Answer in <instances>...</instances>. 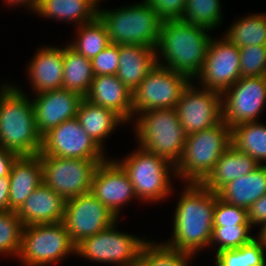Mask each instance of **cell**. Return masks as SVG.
Segmentation results:
<instances>
[{"mask_svg": "<svg viewBox=\"0 0 266 266\" xmlns=\"http://www.w3.org/2000/svg\"><path fill=\"white\" fill-rule=\"evenodd\" d=\"M119 44H109L98 55L91 59L95 76L116 75L119 66Z\"/></svg>", "mask_w": 266, "mask_h": 266, "instance_id": "38", "label": "cell"}, {"mask_svg": "<svg viewBox=\"0 0 266 266\" xmlns=\"http://www.w3.org/2000/svg\"><path fill=\"white\" fill-rule=\"evenodd\" d=\"M258 236L256 237L266 248V222L260 227Z\"/></svg>", "mask_w": 266, "mask_h": 266, "instance_id": "46", "label": "cell"}, {"mask_svg": "<svg viewBox=\"0 0 266 266\" xmlns=\"http://www.w3.org/2000/svg\"><path fill=\"white\" fill-rule=\"evenodd\" d=\"M118 220L109 228L76 245L77 255L89 261L117 266H135L143 246L149 241L116 230Z\"/></svg>", "mask_w": 266, "mask_h": 266, "instance_id": "10", "label": "cell"}, {"mask_svg": "<svg viewBox=\"0 0 266 266\" xmlns=\"http://www.w3.org/2000/svg\"><path fill=\"white\" fill-rule=\"evenodd\" d=\"M63 68V89L85 97L95 77L91 60L67 45L63 48Z\"/></svg>", "mask_w": 266, "mask_h": 266, "instance_id": "28", "label": "cell"}, {"mask_svg": "<svg viewBox=\"0 0 266 266\" xmlns=\"http://www.w3.org/2000/svg\"><path fill=\"white\" fill-rule=\"evenodd\" d=\"M41 152L61 158L107 159L77 118L62 122L42 136Z\"/></svg>", "mask_w": 266, "mask_h": 266, "instance_id": "16", "label": "cell"}, {"mask_svg": "<svg viewBox=\"0 0 266 266\" xmlns=\"http://www.w3.org/2000/svg\"><path fill=\"white\" fill-rule=\"evenodd\" d=\"M191 258L193 255L149 240L141 249L135 266H188V260H192Z\"/></svg>", "mask_w": 266, "mask_h": 266, "instance_id": "33", "label": "cell"}, {"mask_svg": "<svg viewBox=\"0 0 266 266\" xmlns=\"http://www.w3.org/2000/svg\"><path fill=\"white\" fill-rule=\"evenodd\" d=\"M208 31L183 20L162 21L156 48L157 65L195 80L203 68L211 41Z\"/></svg>", "mask_w": 266, "mask_h": 266, "instance_id": "2", "label": "cell"}, {"mask_svg": "<svg viewBox=\"0 0 266 266\" xmlns=\"http://www.w3.org/2000/svg\"><path fill=\"white\" fill-rule=\"evenodd\" d=\"M231 144L249 154L260 165L266 161V125L259 121L245 122L231 128Z\"/></svg>", "mask_w": 266, "mask_h": 266, "instance_id": "29", "label": "cell"}, {"mask_svg": "<svg viewBox=\"0 0 266 266\" xmlns=\"http://www.w3.org/2000/svg\"><path fill=\"white\" fill-rule=\"evenodd\" d=\"M230 145L231 129L223 121L187 135L182 155L174 166L175 177L185 183L201 184Z\"/></svg>", "mask_w": 266, "mask_h": 266, "instance_id": "4", "label": "cell"}, {"mask_svg": "<svg viewBox=\"0 0 266 266\" xmlns=\"http://www.w3.org/2000/svg\"><path fill=\"white\" fill-rule=\"evenodd\" d=\"M23 228L22 221L16 211L0 212V254L18 256Z\"/></svg>", "mask_w": 266, "mask_h": 266, "instance_id": "34", "label": "cell"}, {"mask_svg": "<svg viewBox=\"0 0 266 266\" xmlns=\"http://www.w3.org/2000/svg\"><path fill=\"white\" fill-rule=\"evenodd\" d=\"M84 131L102 148L104 139L125 122L112 110L89 102L85 98L79 104L76 117Z\"/></svg>", "mask_w": 266, "mask_h": 266, "instance_id": "27", "label": "cell"}, {"mask_svg": "<svg viewBox=\"0 0 266 266\" xmlns=\"http://www.w3.org/2000/svg\"><path fill=\"white\" fill-rule=\"evenodd\" d=\"M230 225H251L248 210L225 202L216 193L213 227Z\"/></svg>", "mask_w": 266, "mask_h": 266, "instance_id": "37", "label": "cell"}, {"mask_svg": "<svg viewBox=\"0 0 266 266\" xmlns=\"http://www.w3.org/2000/svg\"><path fill=\"white\" fill-rule=\"evenodd\" d=\"M222 121L234 126L258 121L266 103V76L241 77L222 94Z\"/></svg>", "mask_w": 266, "mask_h": 266, "instance_id": "12", "label": "cell"}, {"mask_svg": "<svg viewBox=\"0 0 266 266\" xmlns=\"http://www.w3.org/2000/svg\"><path fill=\"white\" fill-rule=\"evenodd\" d=\"M83 98L79 93L63 88L36 94L32 102L38 132L43 136L62 122L76 118Z\"/></svg>", "mask_w": 266, "mask_h": 266, "instance_id": "18", "label": "cell"}, {"mask_svg": "<svg viewBox=\"0 0 266 266\" xmlns=\"http://www.w3.org/2000/svg\"><path fill=\"white\" fill-rule=\"evenodd\" d=\"M266 248L255 237L248 244L240 247V257L242 266H266Z\"/></svg>", "mask_w": 266, "mask_h": 266, "instance_id": "40", "label": "cell"}, {"mask_svg": "<svg viewBox=\"0 0 266 266\" xmlns=\"http://www.w3.org/2000/svg\"><path fill=\"white\" fill-rule=\"evenodd\" d=\"M84 98L112 110L125 123L133 118V93L116 75L95 76Z\"/></svg>", "mask_w": 266, "mask_h": 266, "instance_id": "19", "label": "cell"}, {"mask_svg": "<svg viewBox=\"0 0 266 266\" xmlns=\"http://www.w3.org/2000/svg\"><path fill=\"white\" fill-rule=\"evenodd\" d=\"M9 175L0 177V212L9 210Z\"/></svg>", "mask_w": 266, "mask_h": 266, "instance_id": "44", "label": "cell"}, {"mask_svg": "<svg viewBox=\"0 0 266 266\" xmlns=\"http://www.w3.org/2000/svg\"><path fill=\"white\" fill-rule=\"evenodd\" d=\"M197 78L200 88L222 94L241 78L240 48L225 36L220 40L211 38L203 68Z\"/></svg>", "mask_w": 266, "mask_h": 266, "instance_id": "14", "label": "cell"}, {"mask_svg": "<svg viewBox=\"0 0 266 266\" xmlns=\"http://www.w3.org/2000/svg\"><path fill=\"white\" fill-rule=\"evenodd\" d=\"M252 225H230L222 227H213L212 238L210 246L214 245L218 248L216 253L222 250L236 249L242 245L248 244L254 239V236L250 235V228Z\"/></svg>", "mask_w": 266, "mask_h": 266, "instance_id": "35", "label": "cell"}, {"mask_svg": "<svg viewBox=\"0 0 266 266\" xmlns=\"http://www.w3.org/2000/svg\"><path fill=\"white\" fill-rule=\"evenodd\" d=\"M117 220L91 192L65 201L62 222L75 245L109 228Z\"/></svg>", "mask_w": 266, "mask_h": 266, "instance_id": "13", "label": "cell"}, {"mask_svg": "<svg viewBox=\"0 0 266 266\" xmlns=\"http://www.w3.org/2000/svg\"><path fill=\"white\" fill-rule=\"evenodd\" d=\"M240 75L266 76V45L240 47Z\"/></svg>", "mask_w": 266, "mask_h": 266, "instance_id": "36", "label": "cell"}, {"mask_svg": "<svg viewBox=\"0 0 266 266\" xmlns=\"http://www.w3.org/2000/svg\"><path fill=\"white\" fill-rule=\"evenodd\" d=\"M76 253L63 222L24 226L18 258L23 266H46Z\"/></svg>", "mask_w": 266, "mask_h": 266, "instance_id": "8", "label": "cell"}, {"mask_svg": "<svg viewBox=\"0 0 266 266\" xmlns=\"http://www.w3.org/2000/svg\"><path fill=\"white\" fill-rule=\"evenodd\" d=\"M97 3H101V1H103V0H95Z\"/></svg>", "mask_w": 266, "mask_h": 266, "instance_id": "47", "label": "cell"}, {"mask_svg": "<svg viewBox=\"0 0 266 266\" xmlns=\"http://www.w3.org/2000/svg\"><path fill=\"white\" fill-rule=\"evenodd\" d=\"M98 17L107 28L111 44L157 48L162 20L144 0L118 9L98 8Z\"/></svg>", "mask_w": 266, "mask_h": 266, "instance_id": "5", "label": "cell"}, {"mask_svg": "<svg viewBox=\"0 0 266 266\" xmlns=\"http://www.w3.org/2000/svg\"><path fill=\"white\" fill-rule=\"evenodd\" d=\"M91 193L116 218L123 205L137 198L126 172L114 159L110 161L109 158L97 165L92 177Z\"/></svg>", "mask_w": 266, "mask_h": 266, "instance_id": "17", "label": "cell"}, {"mask_svg": "<svg viewBox=\"0 0 266 266\" xmlns=\"http://www.w3.org/2000/svg\"><path fill=\"white\" fill-rule=\"evenodd\" d=\"M259 166L260 164L249 154L242 153L231 144L201 184L218 193L227 183L253 172Z\"/></svg>", "mask_w": 266, "mask_h": 266, "instance_id": "24", "label": "cell"}, {"mask_svg": "<svg viewBox=\"0 0 266 266\" xmlns=\"http://www.w3.org/2000/svg\"><path fill=\"white\" fill-rule=\"evenodd\" d=\"M217 194L225 202L248 210L266 194V164L227 183Z\"/></svg>", "mask_w": 266, "mask_h": 266, "instance_id": "25", "label": "cell"}, {"mask_svg": "<svg viewBox=\"0 0 266 266\" xmlns=\"http://www.w3.org/2000/svg\"><path fill=\"white\" fill-rule=\"evenodd\" d=\"M98 8L95 0H39L34 12L44 18L75 21L74 24L80 26L94 21L98 17Z\"/></svg>", "mask_w": 266, "mask_h": 266, "instance_id": "26", "label": "cell"}, {"mask_svg": "<svg viewBox=\"0 0 266 266\" xmlns=\"http://www.w3.org/2000/svg\"><path fill=\"white\" fill-rule=\"evenodd\" d=\"M28 65V80L35 94L63 88V47L41 48Z\"/></svg>", "mask_w": 266, "mask_h": 266, "instance_id": "21", "label": "cell"}, {"mask_svg": "<svg viewBox=\"0 0 266 266\" xmlns=\"http://www.w3.org/2000/svg\"><path fill=\"white\" fill-rule=\"evenodd\" d=\"M65 200L42 183L24 201L16 214L23 226L63 221Z\"/></svg>", "mask_w": 266, "mask_h": 266, "instance_id": "20", "label": "cell"}, {"mask_svg": "<svg viewBox=\"0 0 266 266\" xmlns=\"http://www.w3.org/2000/svg\"><path fill=\"white\" fill-rule=\"evenodd\" d=\"M9 181V210L17 211L29 195L43 183L39 155L18 156L11 167Z\"/></svg>", "mask_w": 266, "mask_h": 266, "instance_id": "22", "label": "cell"}, {"mask_svg": "<svg viewBox=\"0 0 266 266\" xmlns=\"http://www.w3.org/2000/svg\"><path fill=\"white\" fill-rule=\"evenodd\" d=\"M19 155L0 147V177L10 175L11 167Z\"/></svg>", "mask_w": 266, "mask_h": 266, "instance_id": "43", "label": "cell"}, {"mask_svg": "<svg viewBox=\"0 0 266 266\" xmlns=\"http://www.w3.org/2000/svg\"><path fill=\"white\" fill-rule=\"evenodd\" d=\"M115 161L128 175L137 200L156 203L168 198L173 189L171 175L176 173L174 165L165 158L139 147L125 159Z\"/></svg>", "mask_w": 266, "mask_h": 266, "instance_id": "7", "label": "cell"}, {"mask_svg": "<svg viewBox=\"0 0 266 266\" xmlns=\"http://www.w3.org/2000/svg\"><path fill=\"white\" fill-rule=\"evenodd\" d=\"M221 0H186L182 19L184 22L208 30L216 28L222 22Z\"/></svg>", "mask_w": 266, "mask_h": 266, "instance_id": "32", "label": "cell"}, {"mask_svg": "<svg viewBox=\"0 0 266 266\" xmlns=\"http://www.w3.org/2000/svg\"><path fill=\"white\" fill-rule=\"evenodd\" d=\"M215 204V192L202 184L187 183L174 211L173 235L163 244L193 256L202 248L209 247Z\"/></svg>", "mask_w": 266, "mask_h": 266, "instance_id": "1", "label": "cell"}, {"mask_svg": "<svg viewBox=\"0 0 266 266\" xmlns=\"http://www.w3.org/2000/svg\"><path fill=\"white\" fill-rule=\"evenodd\" d=\"M156 65V49L143 45H120L116 76L133 93Z\"/></svg>", "mask_w": 266, "mask_h": 266, "instance_id": "23", "label": "cell"}, {"mask_svg": "<svg viewBox=\"0 0 266 266\" xmlns=\"http://www.w3.org/2000/svg\"><path fill=\"white\" fill-rule=\"evenodd\" d=\"M175 109L181 126L189 135L211 128L222 121V95L214 90L195 88L190 82Z\"/></svg>", "mask_w": 266, "mask_h": 266, "instance_id": "15", "label": "cell"}, {"mask_svg": "<svg viewBox=\"0 0 266 266\" xmlns=\"http://www.w3.org/2000/svg\"><path fill=\"white\" fill-rule=\"evenodd\" d=\"M18 86L0 89V147L21 155H37L42 135L36 126L33 102Z\"/></svg>", "mask_w": 266, "mask_h": 266, "instance_id": "3", "label": "cell"}, {"mask_svg": "<svg viewBox=\"0 0 266 266\" xmlns=\"http://www.w3.org/2000/svg\"><path fill=\"white\" fill-rule=\"evenodd\" d=\"M134 131L138 147L156 154L174 166L179 161L187 134L175 108L154 109L138 113Z\"/></svg>", "mask_w": 266, "mask_h": 266, "instance_id": "6", "label": "cell"}, {"mask_svg": "<svg viewBox=\"0 0 266 266\" xmlns=\"http://www.w3.org/2000/svg\"><path fill=\"white\" fill-rule=\"evenodd\" d=\"M237 22V23H236ZM225 37L236 46L266 45V14H249L225 31Z\"/></svg>", "mask_w": 266, "mask_h": 266, "instance_id": "30", "label": "cell"}, {"mask_svg": "<svg viewBox=\"0 0 266 266\" xmlns=\"http://www.w3.org/2000/svg\"><path fill=\"white\" fill-rule=\"evenodd\" d=\"M215 255V266H242L240 247L236 249L222 250Z\"/></svg>", "mask_w": 266, "mask_h": 266, "instance_id": "42", "label": "cell"}, {"mask_svg": "<svg viewBox=\"0 0 266 266\" xmlns=\"http://www.w3.org/2000/svg\"><path fill=\"white\" fill-rule=\"evenodd\" d=\"M190 82L186 75L156 65L133 91V118L148 110L175 108Z\"/></svg>", "mask_w": 266, "mask_h": 266, "instance_id": "11", "label": "cell"}, {"mask_svg": "<svg viewBox=\"0 0 266 266\" xmlns=\"http://www.w3.org/2000/svg\"><path fill=\"white\" fill-rule=\"evenodd\" d=\"M77 28L76 40L68 45L90 60L110 44L107 28L99 17L92 22L77 26Z\"/></svg>", "mask_w": 266, "mask_h": 266, "instance_id": "31", "label": "cell"}, {"mask_svg": "<svg viewBox=\"0 0 266 266\" xmlns=\"http://www.w3.org/2000/svg\"><path fill=\"white\" fill-rule=\"evenodd\" d=\"M162 20H181L186 0H144Z\"/></svg>", "mask_w": 266, "mask_h": 266, "instance_id": "39", "label": "cell"}, {"mask_svg": "<svg viewBox=\"0 0 266 266\" xmlns=\"http://www.w3.org/2000/svg\"><path fill=\"white\" fill-rule=\"evenodd\" d=\"M7 1L6 3H8V5L12 6H17V5H25V8L28 7V9H30L29 11H35L38 4H39V0H4Z\"/></svg>", "mask_w": 266, "mask_h": 266, "instance_id": "45", "label": "cell"}, {"mask_svg": "<svg viewBox=\"0 0 266 266\" xmlns=\"http://www.w3.org/2000/svg\"><path fill=\"white\" fill-rule=\"evenodd\" d=\"M43 170V183L65 201L91 192L97 165L107 159L61 158L38 153Z\"/></svg>", "mask_w": 266, "mask_h": 266, "instance_id": "9", "label": "cell"}, {"mask_svg": "<svg viewBox=\"0 0 266 266\" xmlns=\"http://www.w3.org/2000/svg\"><path fill=\"white\" fill-rule=\"evenodd\" d=\"M248 218L252 226H262L266 222V194L249 207Z\"/></svg>", "mask_w": 266, "mask_h": 266, "instance_id": "41", "label": "cell"}]
</instances>
